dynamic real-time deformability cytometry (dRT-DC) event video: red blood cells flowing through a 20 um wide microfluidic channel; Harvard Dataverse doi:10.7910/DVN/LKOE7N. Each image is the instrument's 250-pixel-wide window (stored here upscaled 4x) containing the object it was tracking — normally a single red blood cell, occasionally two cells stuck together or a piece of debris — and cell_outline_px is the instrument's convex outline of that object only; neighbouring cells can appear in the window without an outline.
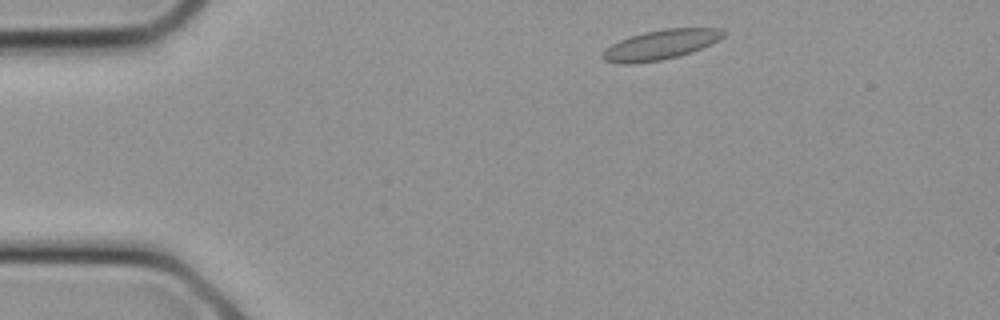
{"species": "common noctule bat (a hibernating species)", "species_latin": "Nyctalus noctula", "temperature_condition": "cold", "stored_images_in_passage": 23, "camera_frame_rate_fps": 3000, "um_per_image_px": 0.085, "animal": {"sex": "female", "body_mass_g": 21.9}, "frame": {"image": 1, "passage_image": 2, "time_ms": 0.333, "image_size_px": [1000, 320], "cell_outline_px": [[728, 32], [724, 36], [700, 48], [676, 56], [660, 60], [632, 64], [620, 64], [604, 60], [600, 56], [604, 48], [620, 40], [644, 32], [664, 28], [720, 28]], "centroid_in_image_um": [56.1, 3.79], "position_along_channel_um": 28.9, "area_um2": 20.69}}
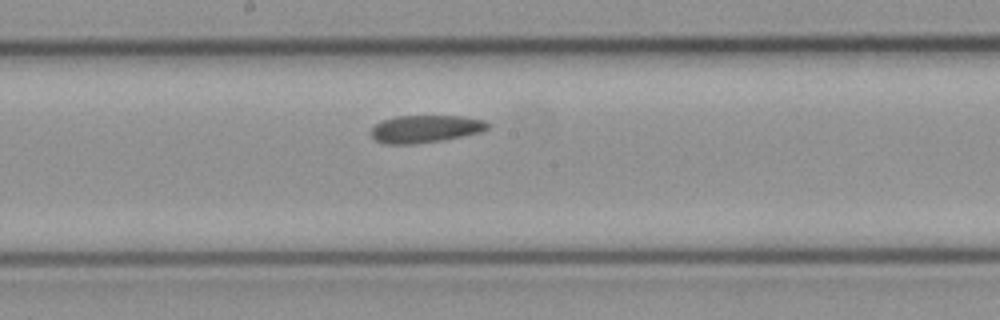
{"frame": {"image": 2, "passage_image": 11, "time_ms": 3.333, "image_size_px": [1000, 320], "cell_outline_px": [[492, 128], [480, 132], [440, 140], [416, 144], [384, 144], [376, 140], [368, 132], [380, 120], [396, 116], [464, 116], [484, 120], [492, 124]], "centroid_in_image_um": [36.16, 10.94], "position_along_channel_um": 212.0, "area_um2": 18.9}}
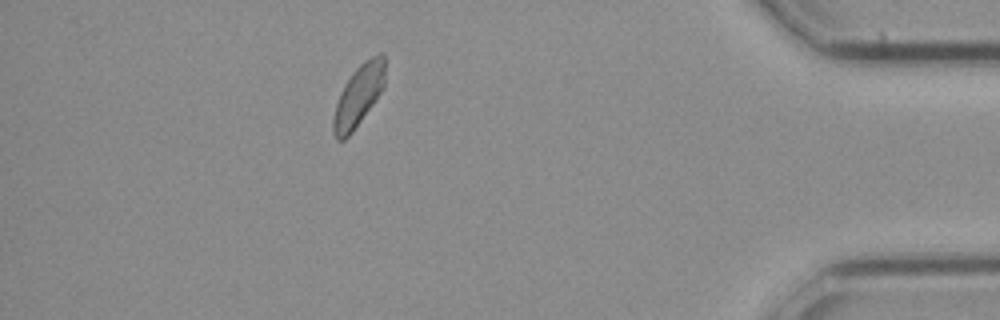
{"frame": {"image": 3, "passage_image": 20, "time_ms": 6.333, "image_size_px": [1000, 320], "cell_outline_px": [[384, 84], [376, 100], [352, 132], [344, 140], [336, 140], [332, 132], [332, 120], [336, 104], [340, 92], [344, 84], [352, 72], [364, 60], [376, 52], [380, 52], [384, 56]], "centroid_in_image_um": [30.45, 8.12], "position_along_channel_um": 404.8, "area_um2": 18.55}}